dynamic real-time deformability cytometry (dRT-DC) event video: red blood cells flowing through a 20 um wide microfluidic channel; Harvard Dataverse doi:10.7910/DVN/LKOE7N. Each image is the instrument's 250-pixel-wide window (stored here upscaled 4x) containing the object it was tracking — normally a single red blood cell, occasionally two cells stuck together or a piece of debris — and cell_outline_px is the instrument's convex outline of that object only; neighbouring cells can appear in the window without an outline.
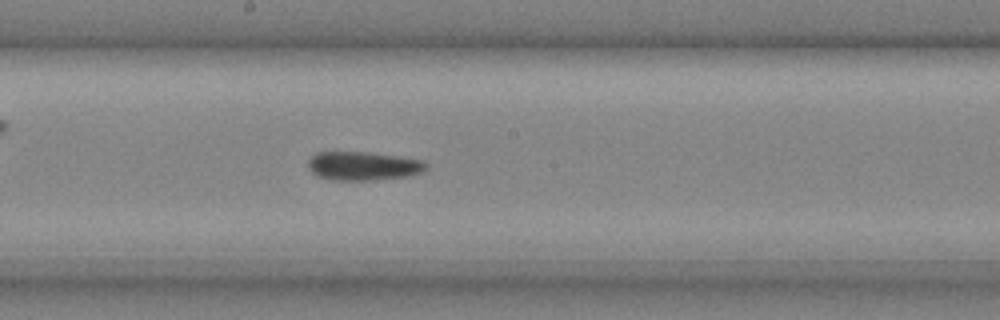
{"species": "common noctule bat (a hibernating species)", "species_latin": "Nyctalus noctula", "temperature_condition": "cold", "stored_images_in_passage": 30, "camera_frame_rate_fps": 3000, "um_per_image_px": 0.085, "animal": {"sex": "male", "body_mass_g": 20.4}, "frame": {"image": 1, "passage_image": 14, "time_ms": 4.333, "image_size_px": [1000, 320], "cell_outline_px": [[428, 168], [424, 172], [404, 176], [372, 180], [332, 180], [316, 176], [308, 168], [308, 160], [316, 152], [364, 152], [396, 156], [424, 160], [428, 164]], "centroid_in_image_um": [30.86, 14.11], "position_along_channel_um": 217.3, "area_um2": 19.77}}
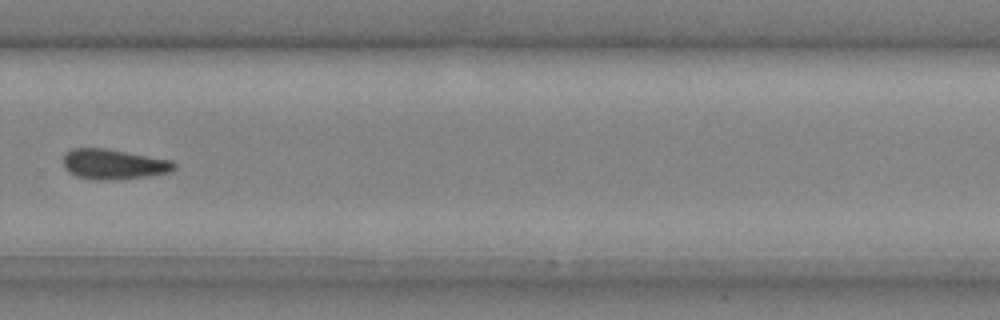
{"frame": {"image": 2, "passage_image": 20, "time_ms": 6.333, "image_size_px": [1000, 320], "cell_outline_px": [[176, 168], [172, 172], [144, 176], [112, 180], [92, 180], [76, 176], [68, 172], [64, 168], [64, 152], [72, 148], [104, 148], [172, 160], [176, 164]], "centroid_in_image_um": [9.63, 13.96], "position_along_channel_um": 320.2, "area_um2": 19.59}}
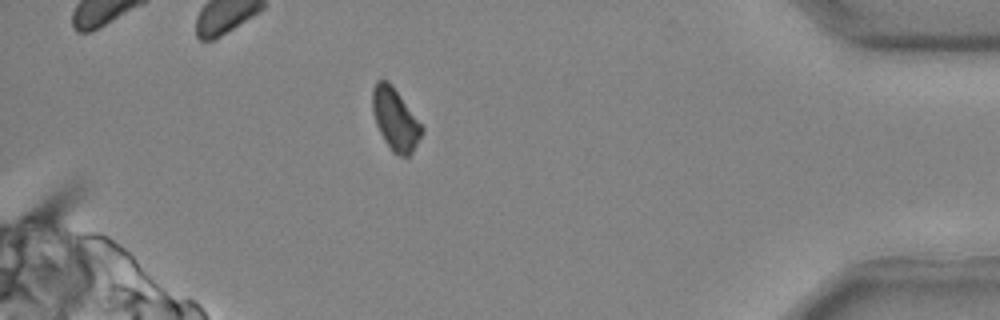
{"frame": {"image": 3, "passage_image": 27, "time_ms": 8.667, "image_size_px": [1000, 320], "cell_outline_px": [[424, 132], [412, 152], [408, 156], [400, 156], [392, 152], [384, 140], [376, 124], [372, 112], [372, 88], [376, 80], [388, 80], [392, 84], [424, 128]], "centroid_in_image_um": [33.58, 10.13], "position_along_channel_um": 401.6, "area_um2": 17.92}}